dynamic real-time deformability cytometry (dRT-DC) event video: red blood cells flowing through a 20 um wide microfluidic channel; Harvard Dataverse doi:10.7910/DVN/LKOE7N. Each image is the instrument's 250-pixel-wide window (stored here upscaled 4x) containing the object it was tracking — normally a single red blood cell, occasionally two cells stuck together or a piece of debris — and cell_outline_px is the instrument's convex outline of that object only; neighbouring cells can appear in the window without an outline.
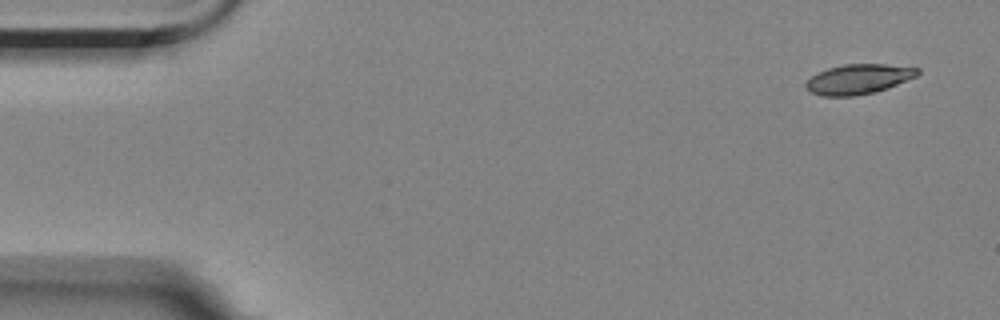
{"species": "Egyptian fruit bat (a non-hibernating species)", "species_latin": "Rousettus aegyptiacus", "temperature_condition": "room temperature", "stored_images_in_passage": 5, "segment_of_instrument_passage": [2, 2], "camera_frame_rate_fps": 3000, "um_per_image_px": 0.085, "animal": {"sex": "female"}, "frame": {"image": 1, "passage_image": 5, "time_ms": 5.667, "image_size_px": [1000, 320], "cell_outline_px": [[920, 72], [916, 76], [888, 88], [876, 92], [856, 96], [824, 96], [812, 92], [804, 84], [812, 76], [828, 68], [844, 64], [884, 64], [920, 68]], "centroid_in_image_um": [73.0, 6.72], "position_along_channel_um": 12.0, "area_um2": 19.31}}